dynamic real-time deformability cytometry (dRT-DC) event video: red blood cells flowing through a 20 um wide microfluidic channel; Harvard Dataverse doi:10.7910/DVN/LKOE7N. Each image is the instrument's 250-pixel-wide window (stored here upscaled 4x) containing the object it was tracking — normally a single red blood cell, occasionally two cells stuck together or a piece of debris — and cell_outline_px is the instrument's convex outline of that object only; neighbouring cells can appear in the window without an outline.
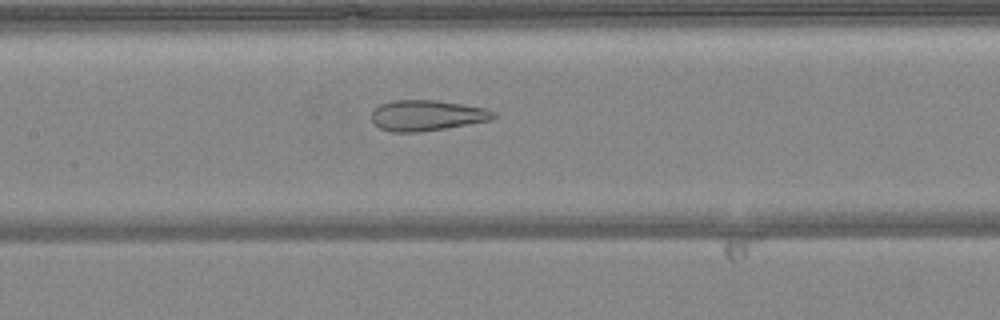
{"species": "common noctule bat (a hibernating species)", "species_latin": "Nyctalus noctula", "temperature_condition": "warm", "stored_images_in_passage": 49, "camera_frame_rate_fps": 3000, "um_per_image_px": 0.085, "animal": {"sex": "female", "body_mass_g": 24.6, "forearm_length_mm": 56.2}, "frame": {"image": 1, "passage_image": 23, "time_ms": 7.333, "image_size_px": [1000, 320], "cell_outline_px": [[496, 116], [492, 120], [420, 132], [392, 132], [380, 128], [372, 124], [372, 112], [380, 104], [392, 100], [436, 100], [464, 104], [488, 108], [496, 112]], "centroid_in_image_um": [36.3, 9.8], "position_along_channel_um": 171.1, "area_um2": 21.96}}
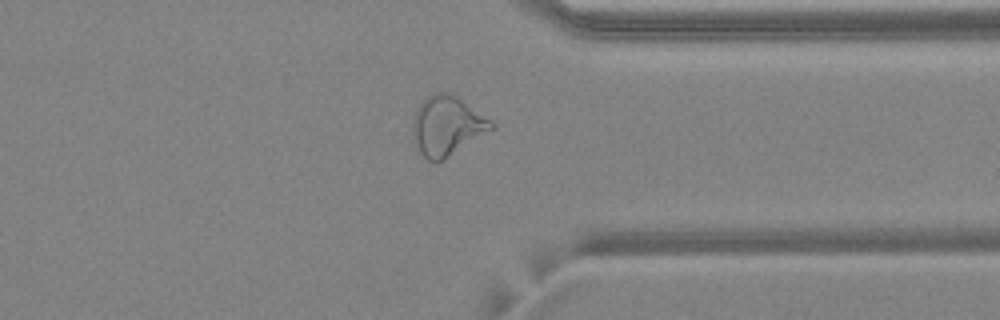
{"frame": {"image": 2, "passage_image": 38, "time_ms": 12.333, "image_size_px": [1000, 320], "cell_outline_px": [[496, 128], [444, 160], [428, 160], [420, 152], [416, 144], [412, 132], [412, 128], [416, 112], [420, 104], [432, 92], [448, 92], [456, 96], [492, 120], [496, 124]], "centroid_in_image_um": [38.04, 10.69], "position_along_channel_um": 373.4, "area_um2": 27.11}}
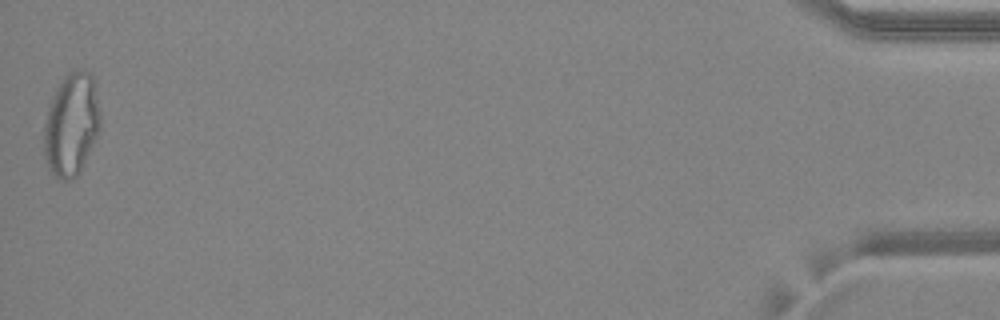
{"frame": {"image": 3, "passage_image": 49, "time_ms": 16.0, "image_size_px": [1000, 320], "cell_outline_px": [[100, 128], [80, 172], [76, 176], [64, 180], [56, 180], [52, 176], [48, 168], [44, 156], [44, 124], [48, 108], [52, 96], [60, 80], [68, 72], [92, 72], [100, 116]], "centroid_in_image_um": [6.04, 10.62], "position_along_channel_um": 429.2, "area_um2": 33.64}, "authors_computed_cell_mechanics": {"area_um2": 27.8596, "velocity_mm_per_s": 4.1349, "shape_relaxation_time_tau1_ms": null, "shape_relaxation_time_tau2_ms": 1.6012, "deformation_change_tau1": null, "deformation_change_tau2": 0.114}}